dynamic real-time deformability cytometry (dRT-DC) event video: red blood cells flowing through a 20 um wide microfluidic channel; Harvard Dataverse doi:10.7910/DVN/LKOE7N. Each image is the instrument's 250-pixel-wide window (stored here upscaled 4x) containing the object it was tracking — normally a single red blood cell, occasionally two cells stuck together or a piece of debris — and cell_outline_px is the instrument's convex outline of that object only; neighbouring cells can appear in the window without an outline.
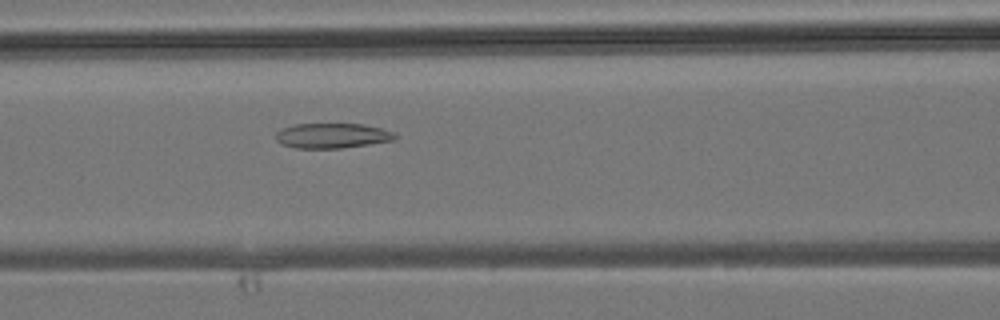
{"species": "common noctule bat (a hibernating species)", "species_latin": "Nyctalus noctula", "temperature_condition": "room temperature", "stored_images_in_passage": 42, "camera_frame_rate_fps": 3000, "um_per_image_px": 0.085, "animal": {"sex": "male", "body_mass_g": 19.2, "forearm_length_mm": 51.8}, "frame": {"image": 1, "passage_image": 18, "time_ms": 5.667, "image_size_px": [1000, 320], "cell_outline_px": [[400, 136], [396, 140], [340, 148], [296, 148], [280, 144], [276, 140], [276, 132], [280, 128], [296, 124], [364, 124], [380, 128], [392, 132]], "centroid_in_image_um": [28.23, 11.53], "position_along_channel_um": 138.4, "area_um2": 17.46}}
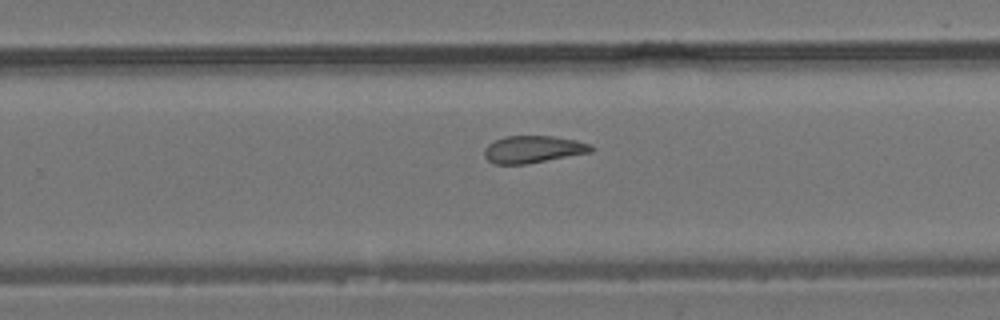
{"frame": {"image": 2, "passage_image": 27, "time_ms": 8.667, "image_size_px": [1000, 320], "cell_outline_px": [[596, 148], [592, 152], [524, 164], [492, 164], [484, 156], [484, 148], [488, 144], [504, 136], [552, 136], [576, 140], [588, 144]], "centroid_in_image_um": [45.29, 12.69], "position_along_channel_um": 284.5, "area_um2": 16.88}}
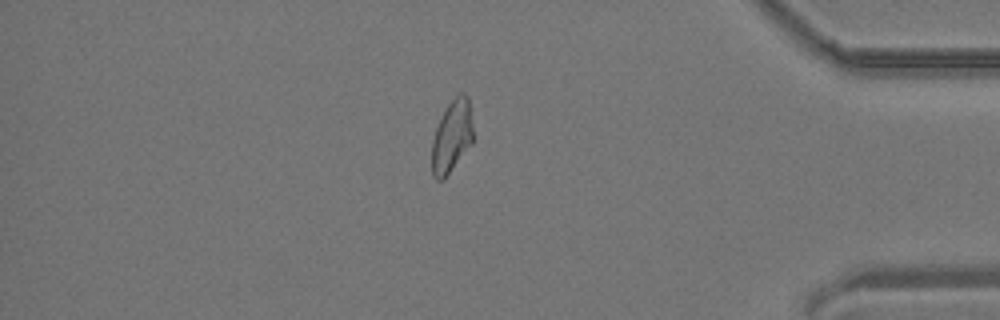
{"frame": {"image": 3, "passage_image": 36, "time_ms": 11.667, "image_size_px": [1000, 320], "cell_outline_px": [[472, 144], [444, 180], [436, 180], [432, 176], [432, 140], [436, 128], [448, 104], [460, 92], [464, 92], [468, 96], [472, 124]], "centroid_in_image_um": [38.4, 11.63], "position_along_channel_um": 396.8, "area_um2": 17.34}}